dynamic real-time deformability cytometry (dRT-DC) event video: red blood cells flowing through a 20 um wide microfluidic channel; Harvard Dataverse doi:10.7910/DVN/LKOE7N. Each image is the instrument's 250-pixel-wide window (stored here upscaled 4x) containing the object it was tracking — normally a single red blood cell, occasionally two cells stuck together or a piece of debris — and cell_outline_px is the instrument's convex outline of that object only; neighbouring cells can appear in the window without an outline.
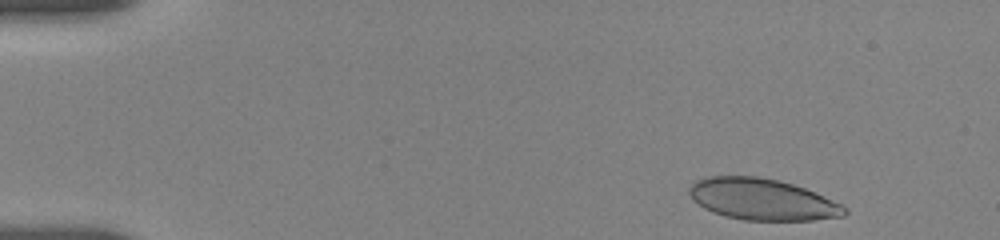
{"species": "human", "species_latin": "Homo sapiens", "temperature_condition": "room temperature", "stored_images_in_passage": 9, "camera_frame_rate_fps": 3000, "um_per_image_px": 0.085, "donor": {"sex": "female"}, "frame": {"image": 1, "passage_image": 1, "time_ms": 0.0, "image_size_px": [1000, 240], "cell_outline_px": [[848, 212], [844, 216], [812, 220], [744, 220], [724, 216], [712, 212], [704, 208], [692, 200], [688, 192], [688, 188], [696, 180], [712, 176], [756, 176], [780, 180], [804, 188], [840, 204], [848, 208]], "centroid_in_image_um": [64.75, 16.95], "position_along_channel_um": 20.2, "area_um2": 37.4}}
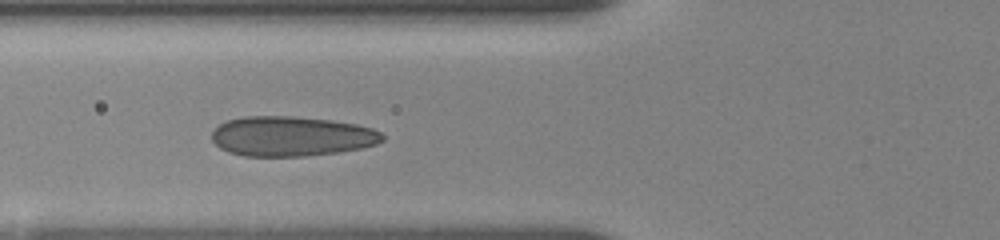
{"frame": {"image": 2, "passage_image": 8, "time_ms": 5.0, "image_size_px": [1000, 240], "cell_outline_px": [[384, 140], [376, 144], [360, 148], [336, 152], [304, 156], [244, 156], [228, 152], [220, 148], [212, 140], [212, 132], [220, 124], [228, 120], [244, 116], [292, 116], [332, 120], [356, 124], [372, 128], [380, 132], [384, 136]], "centroid_in_image_um": [24.76, 11.58], "position_along_channel_um": 101.0, "area_um2": 39.59}}
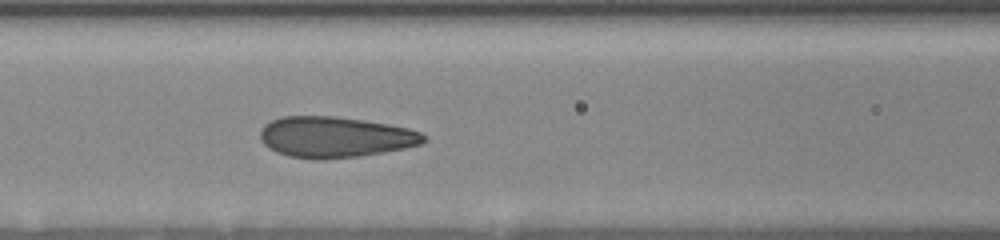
{"frame": {"image": 3, "passage_image": 9, "time_ms": 6.0, "image_size_px": [1000, 240], "cell_outline_px": [[428, 140], [420, 144], [404, 148], [384, 152], [360, 156], [288, 156], [276, 152], [264, 144], [260, 140], [260, 132], [264, 124], [272, 120], [284, 116], [336, 116], [364, 120], [388, 124], [408, 128], [420, 132], [428, 136]], "centroid_in_image_um": [28.52, 11.6], "position_along_channel_um": 138.1, "area_um2": 38.09}}